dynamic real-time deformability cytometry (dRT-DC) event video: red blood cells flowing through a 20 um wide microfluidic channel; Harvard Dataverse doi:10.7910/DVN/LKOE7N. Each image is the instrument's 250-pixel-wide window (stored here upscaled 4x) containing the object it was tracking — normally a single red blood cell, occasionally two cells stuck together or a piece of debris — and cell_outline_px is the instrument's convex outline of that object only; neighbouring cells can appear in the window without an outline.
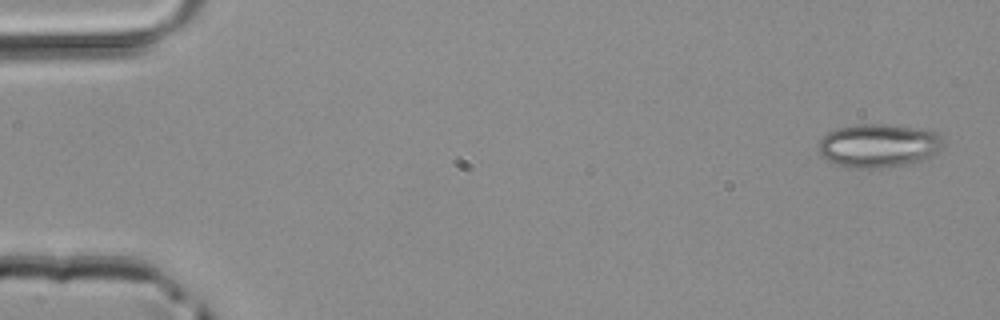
{"species": "common noctule bat (a hibernating species)", "species_latin": "Nyctalus noctula", "temperature_condition": "room temperature", "stored_images_in_passage": 49, "camera_frame_rate_fps": 3000, "um_per_image_px": 0.085, "animal": {"sex": "male", "body_mass_g": 20.4}, "frame": {"image": 1, "passage_image": 1, "time_ms": 0.0, "image_size_px": [1000, 320], "cell_outline_px": [[944, 144], [928, 160], [912, 164], [880, 168], [860, 168], [840, 164], [824, 160], [820, 156], [816, 148], [820, 140], [828, 132], [836, 128], [856, 124], [884, 124], [916, 128], [936, 132], [940, 136]], "centroid_in_image_um": [74.67, 12.38], "position_along_channel_um": 10.3, "area_um2": 31.96}}
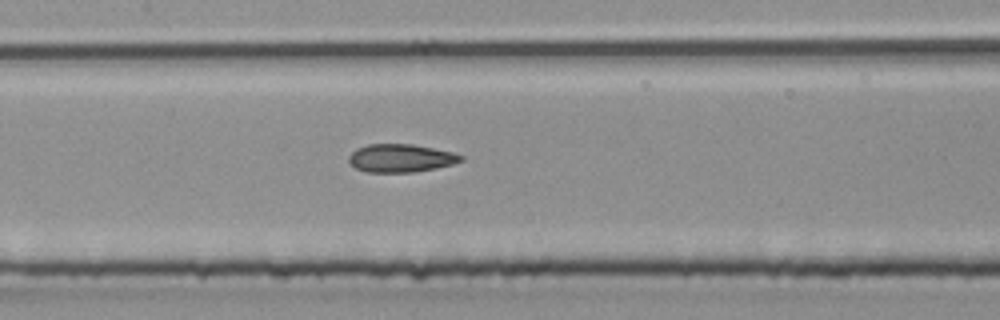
{"frame": {"image": 2, "passage_image": 23, "time_ms": 7.333, "image_size_px": [1000, 320], "cell_outline_px": [[464, 160], [452, 164], [436, 168], [416, 172], [368, 172], [356, 168], [348, 160], [348, 156], [356, 148], [368, 144], [412, 144], [452, 152], [464, 156]], "centroid_in_image_um": [34.07, 13.44], "position_along_channel_um": 173.3, "area_um2": 18.32}}
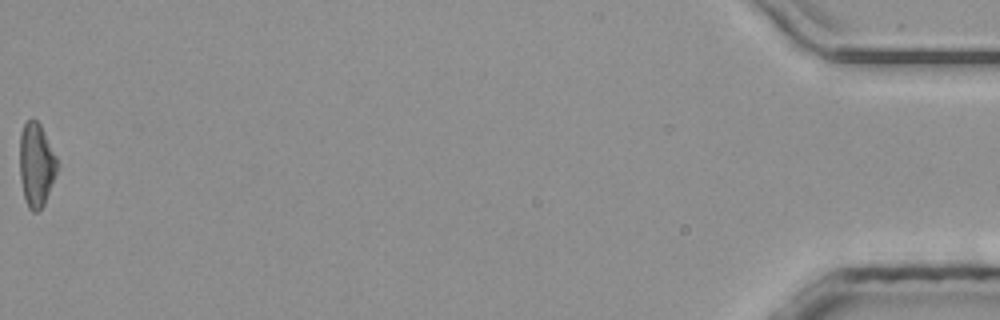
{"frame": {"image": 3, "passage_image": 49, "time_ms": 16.0, "image_size_px": [1000, 320], "cell_outline_px": [[60, 164], [44, 204], [36, 212], [32, 212], [28, 208], [24, 196], [20, 180], [20, 132], [24, 124], [32, 116], [40, 124]], "centroid_in_image_um": [3.09, 13.99], "position_along_channel_um": 432.1, "area_um2": 18.38}}